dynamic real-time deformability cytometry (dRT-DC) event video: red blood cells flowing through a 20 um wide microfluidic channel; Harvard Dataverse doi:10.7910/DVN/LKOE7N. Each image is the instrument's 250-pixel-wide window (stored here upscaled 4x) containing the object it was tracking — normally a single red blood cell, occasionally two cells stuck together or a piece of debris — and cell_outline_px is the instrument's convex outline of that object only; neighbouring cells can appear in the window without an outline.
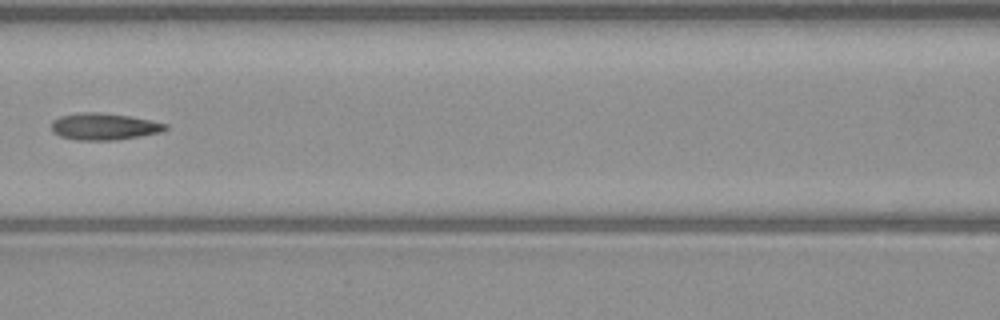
{"species": "common noctule bat (a hibernating species)", "species_latin": "Nyctalus noctula", "temperature_condition": "warm", "stored_images_in_passage": 6, "camera_frame_rate_fps": 3000, "um_per_image_px": 0.085, "animal": {"sex": "male", "body_mass_g": 23.1, "forearm_length_mm": 52.7}, "frame": {"image": 1, "passage_image": 6, "time_ms": 6.0, "image_size_px": [1000, 320], "cell_outline_px": [[168, 128], [160, 132], [140, 136], [116, 140], [76, 140], [60, 136], [52, 132], [52, 120], [60, 116], [76, 112], [100, 112], [128, 116], [168, 124]], "centroid_in_image_um": [8.8, 10.75], "position_along_channel_um": 157.8, "area_um2": 17.8}}